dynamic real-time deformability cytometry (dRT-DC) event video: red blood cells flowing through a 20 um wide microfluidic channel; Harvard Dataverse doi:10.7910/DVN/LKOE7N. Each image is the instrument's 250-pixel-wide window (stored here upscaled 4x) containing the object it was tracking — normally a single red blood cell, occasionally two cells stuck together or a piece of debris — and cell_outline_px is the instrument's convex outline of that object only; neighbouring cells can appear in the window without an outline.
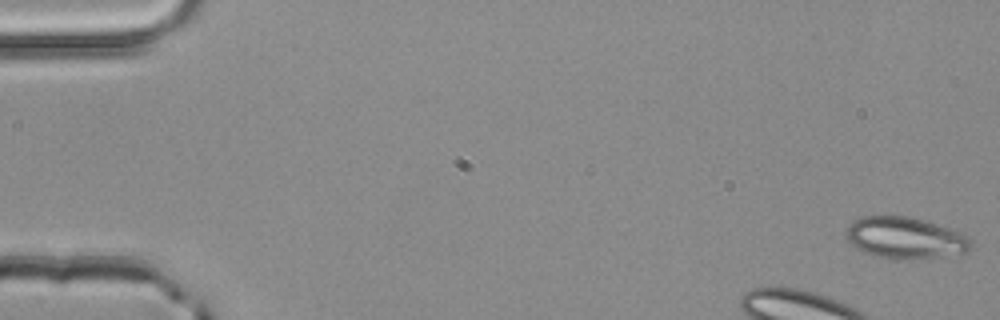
{"species": "common noctule bat (a hibernating species)", "species_latin": "Nyctalus noctula", "temperature_condition": "room temperature", "stored_images_in_passage": 50, "camera_frame_rate_fps": 3000, "um_per_image_px": 0.085, "animal": {"sex": "male", "body_mass_g": 20.4}, "frame": {"image": 1, "passage_image": 1, "time_ms": 0.0, "image_size_px": [1000, 320], "cell_outline_px": [[972, 244], [964, 252], [940, 256], [900, 260], [896, 260], [872, 256], [848, 244], [844, 232], [848, 224], [852, 220], [864, 216], [908, 216], [924, 220], [964, 232], [972, 240]], "centroid_in_image_um": [76.87, 20.21], "position_along_channel_um": 8.1, "area_um2": 30.69}}
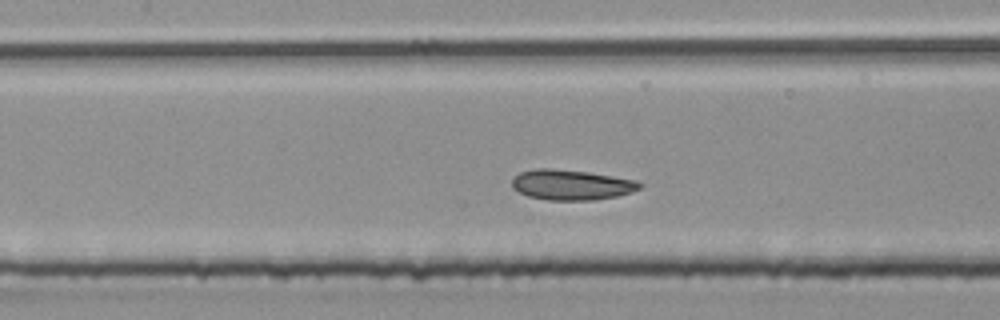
{"frame": {"image": 2, "passage_image": 21, "time_ms": 6.667, "image_size_px": [1000, 320], "cell_outline_px": [[644, 184], [640, 188], [632, 192], [616, 196], [592, 200], [548, 200], [528, 196], [512, 188], [512, 180], [520, 172], [536, 168], [552, 168], [588, 172], [636, 180]], "centroid_in_image_um": [48.57, 15.7], "position_along_channel_um": 158.8, "area_um2": 22.48}}
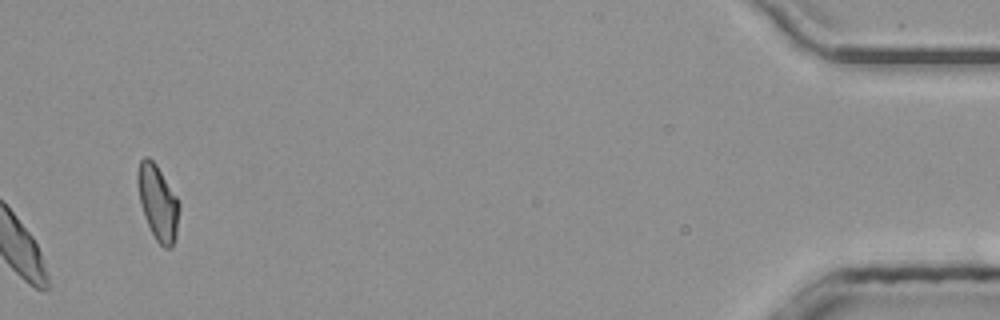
{"frame": {"image": 3, "passage_image": 50, "time_ms": 16.333, "image_size_px": [1000, 320], "cell_outline_px": [[180, 208], [176, 240], [172, 248], [164, 248], [156, 240], [144, 216], [140, 200], [136, 180], [136, 172], [140, 160], [144, 156], [148, 156], [156, 164], [176, 196], [180, 204]], "centroid_in_image_um": [13.43, 17.22], "position_along_channel_um": 421.8, "area_um2": 18.32}, "authors_computed_cell_mechanics": {"area_um2": 21.9351, "velocity_mm_per_s": 3.9893, "shape_relaxation_time_tau1_ms": 3.0214, "shape_relaxation_time_tau2_ms": 1.2567, "deformation_change_tau1": 0.0673, "deformation_change_tau2": 0.0625}}